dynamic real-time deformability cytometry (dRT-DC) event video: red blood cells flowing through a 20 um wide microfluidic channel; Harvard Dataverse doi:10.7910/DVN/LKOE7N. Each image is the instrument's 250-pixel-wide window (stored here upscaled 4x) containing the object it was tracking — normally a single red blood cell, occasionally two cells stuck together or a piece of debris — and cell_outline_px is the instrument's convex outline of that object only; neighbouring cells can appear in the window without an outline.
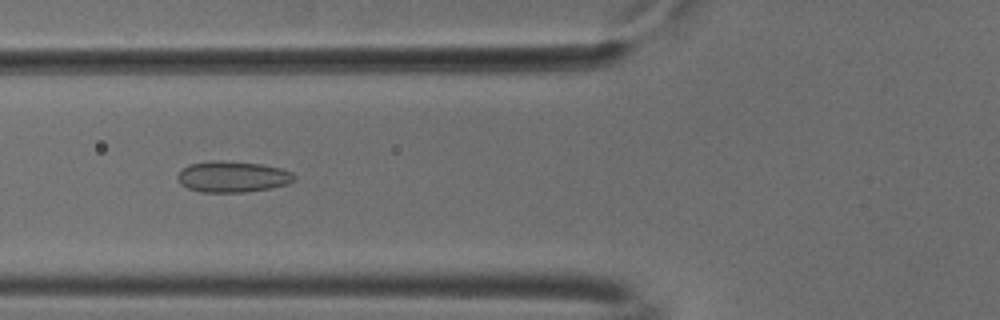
{"species": "common noctule bat (a hibernating species)", "species_latin": "Nyctalus noctula", "temperature_condition": "cold", "stored_images_in_passage": 22, "camera_frame_rate_fps": 3000, "um_per_image_px": 0.085, "animal": {"sex": "male", "body_mass_g": 18.8}, "frame": {"image": 1, "passage_image": 11, "time_ms": 3.333, "image_size_px": [1000, 320], "cell_outline_px": [[296, 180], [288, 184], [272, 188], [244, 192], [200, 192], [188, 188], [180, 184], [176, 176], [188, 164], [212, 160], [224, 160], [260, 164], [280, 168], [292, 172], [296, 176]], "centroid_in_image_um": [19.78, 15.02], "position_along_channel_um": 106.0, "area_um2": 21.33}}
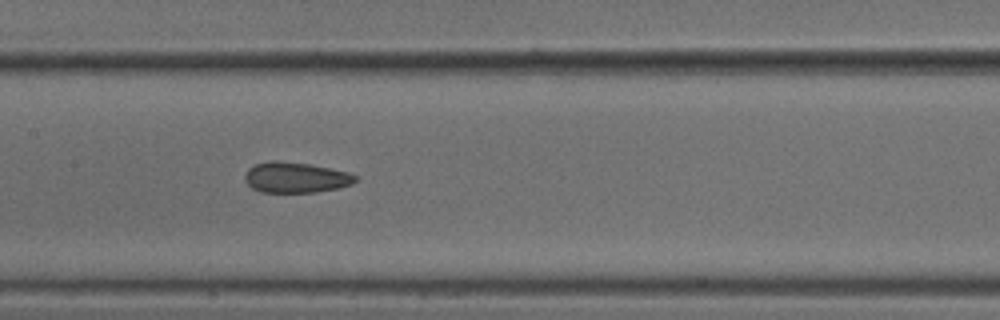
{"frame": {"image": 2, "passage_image": 17, "time_ms": 5.333, "image_size_px": [1000, 320], "cell_outline_px": [[356, 180], [352, 184], [336, 188], [316, 192], [260, 192], [252, 188], [244, 180], [244, 176], [248, 168], [256, 164], [272, 160], [276, 160], [312, 164], [348, 172], [356, 176]], "centroid_in_image_um": [25.1, 15.08], "position_along_channel_um": 182.3, "area_um2": 19.71}}
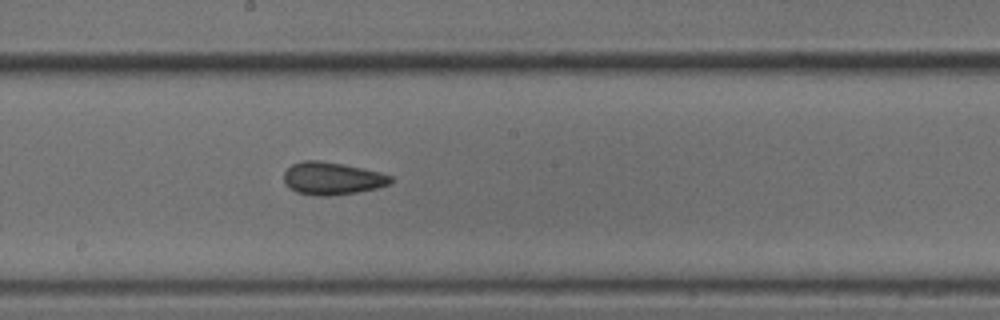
{"frame": {"image": 3, "passage_image": 20, "time_ms": 6.333, "image_size_px": [1000, 320], "cell_outline_px": [[396, 180], [380, 188], [332, 196], [316, 196], [296, 192], [288, 188], [284, 184], [284, 172], [292, 164], [304, 160], [320, 160], [344, 164], [380, 172], [392, 176]], "centroid_in_image_um": [28.24, 15.17], "position_along_channel_um": 220.0, "area_um2": 20.63}}